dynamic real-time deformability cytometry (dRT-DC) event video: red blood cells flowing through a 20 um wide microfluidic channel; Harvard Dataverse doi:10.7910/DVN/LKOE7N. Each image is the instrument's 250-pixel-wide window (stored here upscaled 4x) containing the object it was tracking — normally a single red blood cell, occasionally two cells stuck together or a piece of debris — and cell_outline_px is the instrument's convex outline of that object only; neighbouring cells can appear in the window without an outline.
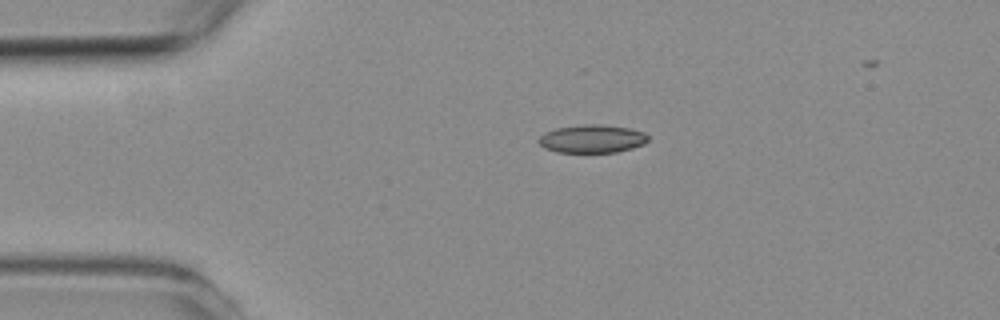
{"species": "common noctule bat (a hibernating species)", "species_latin": "Nyctalus noctula", "temperature_condition": "room temperature", "stored_images_in_passage": 5, "camera_frame_rate_fps": 3000, "um_per_image_px": 0.085, "animal": {"sex": "female", "body_mass_g": 19.3, "forearm_length_mm": 54.1}, "frame": {"image": 1, "passage_image": 5, "time_ms": 4.667, "image_size_px": [1000, 320], "cell_outline_px": [[648, 140], [644, 144], [632, 148], [616, 152], [556, 152], [544, 148], [536, 140], [544, 132], [556, 128], [584, 124], [600, 124], [628, 128], [644, 132], [648, 136]], "centroid_in_image_um": [50.3, 11.79], "position_along_channel_um": 34.7, "area_um2": 17.98}}